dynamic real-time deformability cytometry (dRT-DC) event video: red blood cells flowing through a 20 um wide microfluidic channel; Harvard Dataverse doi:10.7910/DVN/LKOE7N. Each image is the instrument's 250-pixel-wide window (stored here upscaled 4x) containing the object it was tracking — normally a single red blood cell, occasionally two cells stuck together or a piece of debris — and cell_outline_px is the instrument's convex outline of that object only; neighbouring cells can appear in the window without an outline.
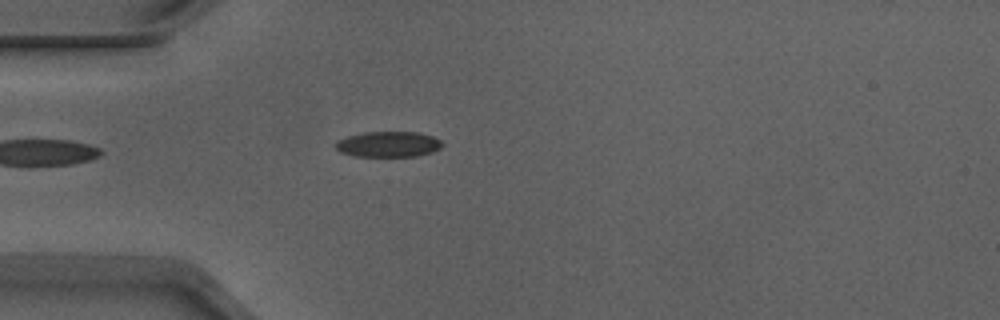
{"species": "Egyptian fruit bat (a non-hibernating species)", "species_latin": "Rousettus aegyptiacus", "temperature_condition": "warm", "stored_images_in_passage": 39, "camera_frame_rate_fps": 3000, "um_per_image_px": 0.085, "animal": {"sex": "male"}, "frame": {"image": 1, "passage_image": 1, "time_ms": 0.0, "image_size_px": [1000, 320], "cell_outline_px": [[444, 144], [440, 148], [432, 152], [416, 156], [356, 156], [340, 152], [332, 144], [336, 140], [348, 136], [364, 132], [420, 132], [432, 136], [440, 140]], "centroid_in_image_um": [32.99, 12.25], "position_along_channel_um": 52.0, "area_um2": 16.01}}
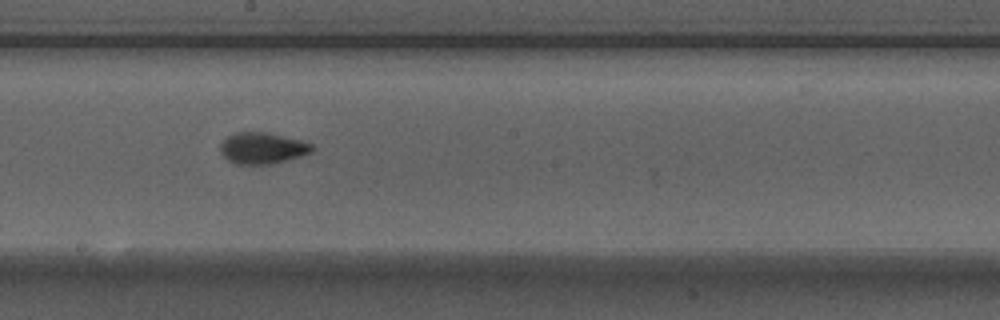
{"frame": {"image": 2, "passage_image": 15, "time_ms": 4.667, "image_size_px": [1000, 320], "cell_outline_px": [[312, 152], [300, 156], [272, 164], [236, 164], [228, 160], [220, 152], [220, 144], [228, 136], [236, 132], [264, 132], [300, 140], [312, 144]], "centroid_in_image_um": [22.27, 12.6], "position_along_channel_um": 225.9, "area_um2": 16.53}}
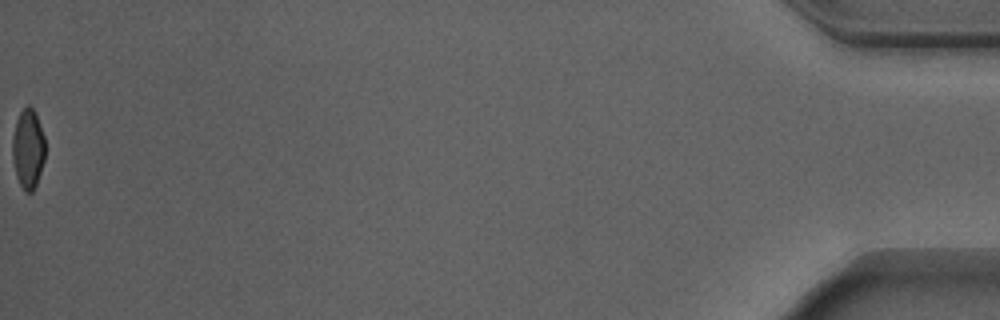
{"frame": {"image": 3, "passage_image": 39, "time_ms": 12.667, "image_size_px": [1000, 320], "cell_outline_px": [[44, 160], [36, 184], [32, 192], [24, 192], [16, 176], [12, 156], [12, 136], [16, 120], [20, 112], [28, 104], [36, 112], [44, 136]], "centroid_in_image_um": [2.37, 12.63], "position_along_channel_um": 432.8, "area_um2": 15.2}, "authors_computed_cell_mechanics": {"area_um2": 16.0106, "velocity_mm_per_s": 3.9142, "shape_relaxation_time_tau1_ms": 3.5914, "shape_relaxation_time_tau2_ms": 1.0128, "deformation_change_tau1": 0.1638, "deformation_change_tau2": 0.0629}}